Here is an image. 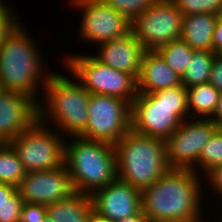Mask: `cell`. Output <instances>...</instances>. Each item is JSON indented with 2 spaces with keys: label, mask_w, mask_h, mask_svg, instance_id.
<instances>
[{
  "label": "cell",
  "mask_w": 222,
  "mask_h": 222,
  "mask_svg": "<svg viewBox=\"0 0 222 222\" xmlns=\"http://www.w3.org/2000/svg\"><path fill=\"white\" fill-rule=\"evenodd\" d=\"M181 78L173 72L156 50H145L137 78L138 94L180 86Z\"/></svg>",
  "instance_id": "e0dca14e"
},
{
  "label": "cell",
  "mask_w": 222,
  "mask_h": 222,
  "mask_svg": "<svg viewBox=\"0 0 222 222\" xmlns=\"http://www.w3.org/2000/svg\"><path fill=\"white\" fill-rule=\"evenodd\" d=\"M117 178L142 191L170 167L165 140L128 131L115 145Z\"/></svg>",
  "instance_id": "277c9868"
},
{
  "label": "cell",
  "mask_w": 222,
  "mask_h": 222,
  "mask_svg": "<svg viewBox=\"0 0 222 222\" xmlns=\"http://www.w3.org/2000/svg\"><path fill=\"white\" fill-rule=\"evenodd\" d=\"M219 165H222V130H217L206 142L198 163L191 170L198 172L201 176H205L211 169Z\"/></svg>",
  "instance_id": "cb8c5ba5"
},
{
  "label": "cell",
  "mask_w": 222,
  "mask_h": 222,
  "mask_svg": "<svg viewBox=\"0 0 222 222\" xmlns=\"http://www.w3.org/2000/svg\"><path fill=\"white\" fill-rule=\"evenodd\" d=\"M182 16L209 13L216 16L222 14V0H171Z\"/></svg>",
  "instance_id": "d4e9b609"
},
{
  "label": "cell",
  "mask_w": 222,
  "mask_h": 222,
  "mask_svg": "<svg viewBox=\"0 0 222 222\" xmlns=\"http://www.w3.org/2000/svg\"><path fill=\"white\" fill-rule=\"evenodd\" d=\"M69 6L82 10L79 33L87 45L97 47L131 32L132 22L102 0H70Z\"/></svg>",
  "instance_id": "8fae6325"
},
{
  "label": "cell",
  "mask_w": 222,
  "mask_h": 222,
  "mask_svg": "<svg viewBox=\"0 0 222 222\" xmlns=\"http://www.w3.org/2000/svg\"><path fill=\"white\" fill-rule=\"evenodd\" d=\"M149 222H175V221H157V220H149Z\"/></svg>",
  "instance_id": "74e56055"
},
{
  "label": "cell",
  "mask_w": 222,
  "mask_h": 222,
  "mask_svg": "<svg viewBox=\"0 0 222 222\" xmlns=\"http://www.w3.org/2000/svg\"><path fill=\"white\" fill-rule=\"evenodd\" d=\"M98 48V52L93 54L97 60L138 78L145 49L132 31L121 38L101 43Z\"/></svg>",
  "instance_id": "2e32d148"
},
{
  "label": "cell",
  "mask_w": 222,
  "mask_h": 222,
  "mask_svg": "<svg viewBox=\"0 0 222 222\" xmlns=\"http://www.w3.org/2000/svg\"><path fill=\"white\" fill-rule=\"evenodd\" d=\"M17 190L11 184L0 183V205L7 202V199Z\"/></svg>",
  "instance_id": "d6a6232c"
},
{
  "label": "cell",
  "mask_w": 222,
  "mask_h": 222,
  "mask_svg": "<svg viewBox=\"0 0 222 222\" xmlns=\"http://www.w3.org/2000/svg\"><path fill=\"white\" fill-rule=\"evenodd\" d=\"M209 83L222 92V54H216L212 64Z\"/></svg>",
  "instance_id": "4dcf8cb0"
},
{
  "label": "cell",
  "mask_w": 222,
  "mask_h": 222,
  "mask_svg": "<svg viewBox=\"0 0 222 222\" xmlns=\"http://www.w3.org/2000/svg\"><path fill=\"white\" fill-rule=\"evenodd\" d=\"M73 55V56H72ZM63 62L90 94L115 96L130 104L138 95L137 79L129 73L115 70L97 60L92 54L66 55Z\"/></svg>",
  "instance_id": "52a82bcc"
},
{
  "label": "cell",
  "mask_w": 222,
  "mask_h": 222,
  "mask_svg": "<svg viewBox=\"0 0 222 222\" xmlns=\"http://www.w3.org/2000/svg\"><path fill=\"white\" fill-rule=\"evenodd\" d=\"M24 27L19 22L0 44V86L30 95L39 103V91L52 72L44 67L41 49Z\"/></svg>",
  "instance_id": "7a4b0ae2"
},
{
  "label": "cell",
  "mask_w": 222,
  "mask_h": 222,
  "mask_svg": "<svg viewBox=\"0 0 222 222\" xmlns=\"http://www.w3.org/2000/svg\"><path fill=\"white\" fill-rule=\"evenodd\" d=\"M24 201L16 190L7 202L0 205V222H20Z\"/></svg>",
  "instance_id": "4316f807"
},
{
  "label": "cell",
  "mask_w": 222,
  "mask_h": 222,
  "mask_svg": "<svg viewBox=\"0 0 222 222\" xmlns=\"http://www.w3.org/2000/svg\"><path fill=\"white\" fill-rule=\"evenodd\" d=\"M133 22L141 13L148 9L156 0H102Z\"/></svg>",
  "instance_id": "484cf974"
},
{
  "label": "cell",
  "mask_w": 222,
  "mask_h": 222,
  "mask_svg": "<svg viewBox=\"0 0 222 222\" xmlns=\"http://www.w3.org/2000/svg\"><path fill=\"white\" fill-rule=\"evenodd\" d=\"M115 222H149L148 217L142 212V210L131 217L120 219Z\"/></svg>",
  "instance_id": "e575fe53"
},
{
  "label": "cell",
  "mask_w": 222,
  "mask_h": 222,
  "mask_svg": "<svg viewBox=\"0 0 222 222\" xmlns=\"http://www.w3.org/2000/svg\"><path fill=\"white\" fill-rule=\"evenodd\" d=\"M219 219V220H218ZM217 219V222L219 221V222H222V216L220 217L219 216V218Z\"/></svg>",
  "instance_id": "f35d334b"
},
{
  "label": "cell",
  "mask_w": 222,
  "mask_h": 222,
  "mask_svg": "<svg viewBox=\"0 0 222 222\" xmlns=\"http://www.w3.org/2000/svg\"><path fill=\"white\" fill-rule=\"evenodd\" d=\"M219 17L209 13L183 16L181 39L194 51L213 52V32Z\"/></svg>",
  "instance_id": "ac0fdd59"
},
{
  "label": "cell",
  "mask_w": 222,
  "mask_h": 222,
  "mask_svg": "<svg viewBox=\"0 0 222 222\" xmlns=\"http://www.w3.org/2000/svg\"><path fill=\"white\" fill-rule=\"evenodd\" d=\"M67 76L52 72L48 77L43 89L45 102L38 103L39 119L53 125L63 137H80L88 122L90 93L76 78Z\"/></svg>",
  "instance_id": "3957f363"
},
{
  "label": "cell",
  "mask_w": 222,
  "mask_h": 222,
  "mask_svg": "<svg viewBox=\"0 0 222 222\" xmlns=\"http://www.w3.org/2000/svg\"><path fill=\"white\" fill-rule=\"evenodd\" d=\"M87 222H111L107 218L101 216L96 211H92L91 215L88 218Z\"/></svg>",
  "instance_id": "d590c367"
},
{
  "label": "cell",
  "mask_w": 222,
  "mask_h": 222,
  "mask_svg": "<svg viewBox=\"0 0 222 222\" xmlns=\"http://www.w3.org/2000/svg\"><path fill=\"white\" fill-rule=\"evenodd\" d=\"M210 119L217 125L218 130H222V92L220 93L216 110Z\"/></svg>",
  "instance_id": "836d02e7"
},
{
  "label": "cell",
  "mask_w": 222,
  "mask_h": 222,
  "mask_svg": "<svg viewBox=\"0 0 222 222\" xmlns=\"http://www.w3.org/2000/svg\"><path fill=\"white\" fill-rule=\"evenodd\" d=\"M68 138V141L65 138L64 164L75 192L91 195L117 178L113 144L82 137Z\"/></svg>",
  "instance_id": "5b68a950"
},
{
  "label": "cell",
  "mask_w": 222,
  "mask_h": 222,
  "mask_svg": "<svg viewBox=\"0 0 222 222\" xmlns=\"http://www.w3.org/2000/svg\"><path fill=\"white\" fill-rule=\"evenodd\" d=\"M170 69L183 77L194 50L181 38L173 40L156 49Z\"/></svg>",
  "instance_id": "7402d4cb"
},
{
  "label": "cell",
  "mask_w": 222,
  "mask_h": 222,
  "mask_svg": "<svg viewBox=\"0 0 222 222\" xmlns=\"http://www.w3.org/2000/svg\"><path fill=\"white\" fill-rule=\"evenodd\" d=\"M94 211L111 222L131 217L142 210L141 191L116 178L92 194Z\"/></svg>",
  "instance_id": "9a60e30c"
},
{
  "label": "cell",
  "mask_w": 222,
  "mask_h": 222,
  "mask_svg": "<svg viewBox=\"0 0 222 222\" xmlns=\"http://www.w3.org/2000/svg\"><path fill=\"white\" fill-rule=\"evenodd\" d=\"M88 114L82 138L115 145L131 130V104L122 98L90 94Z\"/></svg>",
  "instance_id": "9c48e42d"
},
{
  "label": "cell",
  "mask_w": 222,
  "mask_h": 222,
  "mask_svg": "<svg viewBox=\"0 0 222 222\" xmlns=\"http://www.w3.org/2000/svg\"><path fill=\"white\" fill-rule=\"evenodd\" d=\"M216 54L209 51H194L181 83L185 88L209 83L212 64Z\"/></svg>",
  "instance_id": "44dd1931"
},
{
  "label": "cell",
  "mask_w": 222,
  "mask_h": 222,
  "mask_svg": "<svg viewBox=\"0 0 222 222\" xmlns=\"http://www.w3.org/2000/svg\"><path fill=\"white\" fill-rule=\"evenodd\" d=\"M38 102L17 91L0 92V143H10L38 118Z\"/></svg>",
  "instance_id": "5bb4252c"
},
{
  "label": "cell",
  "mask_w": 222,
  "mask_h": 222,
  "mask_svg": "<svg viewBox=\"0 0 222 222\" xmlns=\"http://www.w3.org/2000/svg\"><path fill=\"white\" fill-rule=\"evenodd\" d=\"M205 182L208 181L207 185H210L209 187L211 190L213 189L214 193H216V196L218 195L219 198L221 196L222 198V165L216 166L213 169H211L204 178Z\"/></svg>",
  "instance_id": "f546056e"
},
{
  "label": "cell",
  "mask_w": 222,
  "mask_h": 222,
  "mask_svg": "<svg viewBox=\"0 0 222 222\" xmlns=\"http://www.w3.org/2000/svg\"><path fill=\"white\" fill-rule=\"evenodd\" d=\"M183 16L171 0H156L132 23L131 31L145 50L180 39Z\"/></svg>",
  "instance_id": "30bf717a"
},
{
  "label": "cell",
  "mask_w": 222,
  "mask_h": 222,
  "mask_svg": "<svg viewBox=\"0 0 222 222\" xmlns=\"http://www.w3.org/2000/svg\"><path fill=\"white\" fill-rule=\"evenodd\" d=\"M220 93L210 83L187 88L189 118H211L216 110Z\"/></svg>",
  "instance_id": "ffe728a7"
},
{
  "label": "cell",
  "mask_w": 222,
  "mask_h": 222,
  "mask_svg": "<svg viewBox=\"0 0 222 222\" xmlns=\"http://www.w3.org/2000/svg\"><path fill=\"white\" fill-rule=\"evenodd\" d=\"M189 119L187 88L177 87L138 94L131 103V130L137 134L166 140Z\"/></svg>",
  "instance_id": "8992f818"
},
{
  "label": "cell",
  "mask_w": 222,
  "mask_h": 222,
  "mask_svg": "<svg viewBox=\"0 0 222 222\" xmlns=\"http://www.w3.org/2000/svg\"><path fill=\"white\" fill-rule=\"evenodd\" d=\"M17 190L24 202L46 206L76 193L65 164L53 170L27 172Z\"/></svg>",
  "instance_id": "4fadbf2b"
},
{
  "label": "cell",
  "mask_w": 222,
  "mask_h": 222,
  "mask_svg": "<svg viewBox=\"0 0 222 222\" xmlns=\"http://www.w3.org/2000/svg\"><path fill=\"white\" fill-rule=\"evenodd\" d=\"M57 132L38 118L9 143L26 172L53 170L64 165L65 137Z\"/></svg>",
  "instance_id": "ba28073f"
},
{
  "label": "cell",
  "mask_w": 222,
  "mask_h": 222,
  "mask_svg": "<svg viewBox=\"0 0 222 222\" xmlns=\"http://www.w3.org/2000/svg\"><path fill=\"white\" fill-rule=\"evenodd\" d=\"M42 222H56L55 220H52L48 215L43 219Z\"/></svg>",
  "instance_id": "8d00e7d4"
},
{
  "label": "cell",
  "mask_w": 222,
  "mask_h": 222,
  "mask_svg": "<svg viewBox=\"0 0 222 222\" xmlns=\"http://www.w3.org/2000/svg\"><path fill=\"white\" fill-rule=\"evenodd\" d=\"M46 216V205L24 202L20 222H42Z\"/></svg>",
  "instance_id": "f1b7e54d"
},
{
  "label": "cell",
  "mask_w": 222,
  "mask_h": 222,
  "mask_svg": "<svg viewBox=\"0 0 222 222\" xmlns=\"http://www.w3.org/2000/svg\"><path fill=\"white\" fill-rule=\"evenodd\" d=\"M12 7L0 0V44L6 36L21 22L17 12ZM16 12V13H15Z\"/></svg>",
  "instance_id": "83f0119b"
},
{
  "label": "cell",
  "mask_w": 222,
  "mask_h": 222,
  "mask_svg": "<svg viewBox=\"0 0 222 222\" xmlns=\"http://www.w3.org/2000/svg\"><path fill=\"white\" fill-rule=\"evenodd\" d=\"M213 52L222 54V19L219 17L213 32Z\"/></svg>",
  "instance_id": "1f68e13d"
},
{
  "label": "cell",
  "mask_w": 222,
  "mask_h": 222,
  "mask_svg": "<svg viewBox=\"0 0 222 222\" xmlns=\"http://www.w3.org/2000/svg\"><path fill=\"white\" fill-rule=\"evenodd\" d=\"M201 181L194 170L171 169L141 191L142 212L149 220L202 222L206 184Z\"/></svg>",
  "instance_id": "6da1fadb"
},
{
  "label": "cell",
  "mask_w": 222,
  "mask_h": 222,
  "mask_svg": "<svg viewBox=\"0 0 222 222\" xmlns=\"http://www.w3.org/2000/svg\"><path fill=\"white\" fill-rule=\"evenodd\" d=\"M218 130L210 118L185 119L165 140L167 160L172 169H192L203 146Z\"/></svg>",
  "instance_id": "7c38bea8"
},
{
  "label": "cell",
  "mask_w": 222,
  "mask_h": 222,
  "mask_svg": "<svg viewBox=\"0 0 222 222\" xmlns=\"http://www.w3.org/2000/svg\"><path fill=\"white\" fill-rule=\"evenodd\" d=\"M47 215L56 222H87L94 210L91 195L75 193L46 206Z\"/></svg>",
  "instance_id": "d6986e66"
},
{
  "label": "cell",
  "mask_w": 222,
  "mask_h": 222,
  "mask_svg": "<svg viewBox=\"0 0 222 222\" xmlns=\"http://www.w3.org/2000/svg\"><path fill=\"white\" fill-rule=\"evenodd\" d=\"M26 173L13 147L9 143H0V183L11 184L17 188Z\"/></svg>",
  "instance_id": "603a6c76"
}]
</instances>
